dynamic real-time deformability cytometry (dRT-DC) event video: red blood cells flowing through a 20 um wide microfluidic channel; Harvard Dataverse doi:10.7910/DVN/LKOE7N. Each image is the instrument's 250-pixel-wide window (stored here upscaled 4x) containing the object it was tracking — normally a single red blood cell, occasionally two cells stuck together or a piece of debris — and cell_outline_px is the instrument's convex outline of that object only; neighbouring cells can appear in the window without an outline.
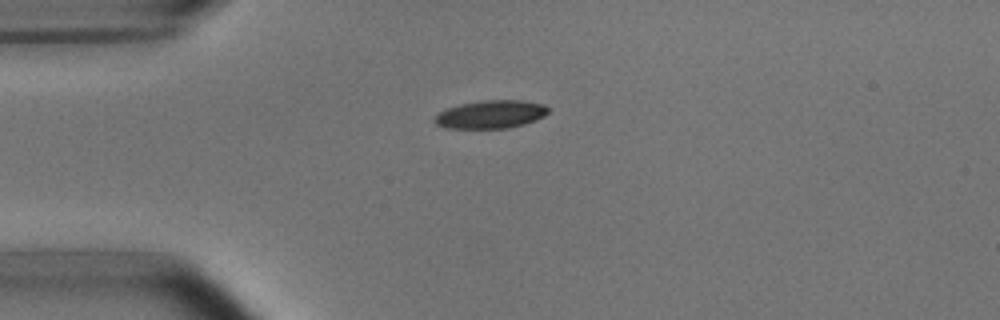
{"species": "common noctule bat (a hibernating species)", "species_latin": "Nyctalus noctula", "temperature_condition": "room temperature", "stored_images_in_passage": 2, "camera_frame_rate_fps": 3000, "um_per_image_px": 0.085, "animal": {"sex": "male", "body_mass_g": 15.6}, "frame": {"image": 1, "passage_image": 1, "time_ms": 0.0, "image_size_px": [1000, 320], "cell_outline_px": [[548, 112], [544, 116], [536, 120], [524, 124], [508, 128], [444, 128], [436, 124], [432, 120], [440, 112], [448, 108], [460, 104], [480, 100], [520, 100], [544, 104], [548, 108]], "centroid_in_image_um": [41.71, 9.72], "position_along_channel_um": 43.3, "area_um2": 18.61}}
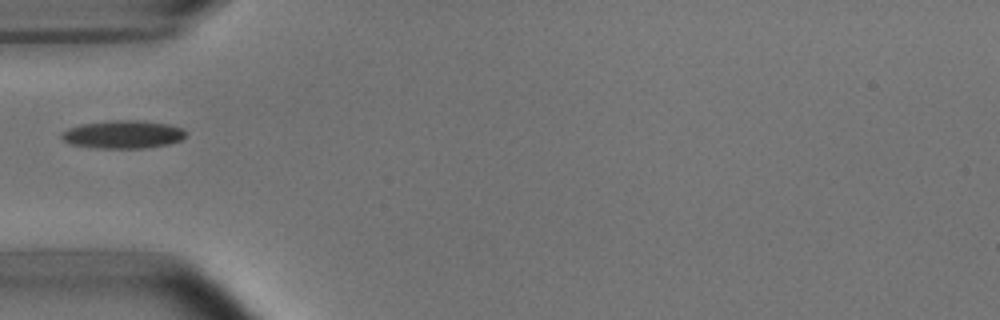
{"frame": {"image": 2, "passage_image": 2, "time_ms": 0.333, "image_size_px": [1000, 320], "cell_outline_px": [[184, 136], [180, 140], [168, 144], [144, 148], [92, 148], [72, 144], [64, 140], [60, 136], [60, 132], [68, 128], [80, 124], [112, 120], [136, 120], [168, 124], [184, 128]], "centroid_in_image_um": [10.41, 11.42], "position_along_channel_um": 74.6, "area_um2": 20.29}}